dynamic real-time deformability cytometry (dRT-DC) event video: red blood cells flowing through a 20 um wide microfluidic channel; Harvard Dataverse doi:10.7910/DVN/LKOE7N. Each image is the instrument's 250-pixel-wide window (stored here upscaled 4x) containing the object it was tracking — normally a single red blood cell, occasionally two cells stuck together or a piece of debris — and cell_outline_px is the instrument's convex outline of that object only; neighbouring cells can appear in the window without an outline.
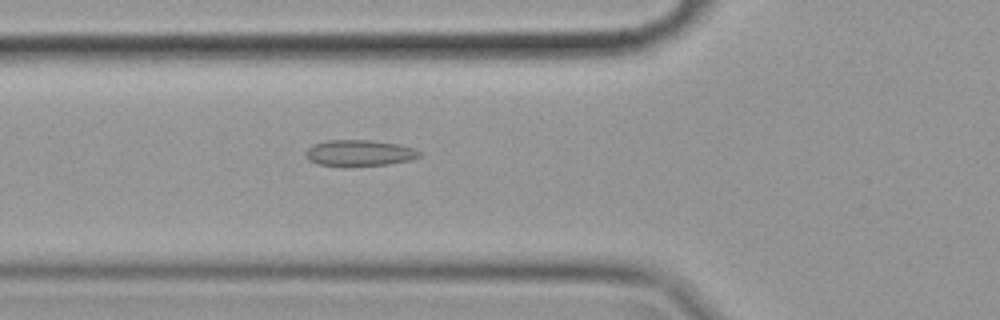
{"species": "common noctule bat (a hibernating species)", "species_latin": "Nyctalus noctula", "temperature_condition": "cold", "stored_images_in_passage": 44, "camera_frame_rate_fps": 3000, "um_per_image_px": 0.085, "animal": {"sex": "female", "body_mass_g": 19.9}, "frame": {"image": 1, "passage_image": 7, "time_ms": 2.0, "image_size_px": [1000, 320], "cell_outline_px": [[420, 156], [412, 160], [388, 164], [320, 164], [308, 160], [304, 152], [312, 144], [328, 140], [372, 140], [400, 144], [412, 148], [420, 152]], "centroid_in_image_um": [30.56, 12.96], "position_along_channel_um": 95.2, "area_um2": 16.82}}
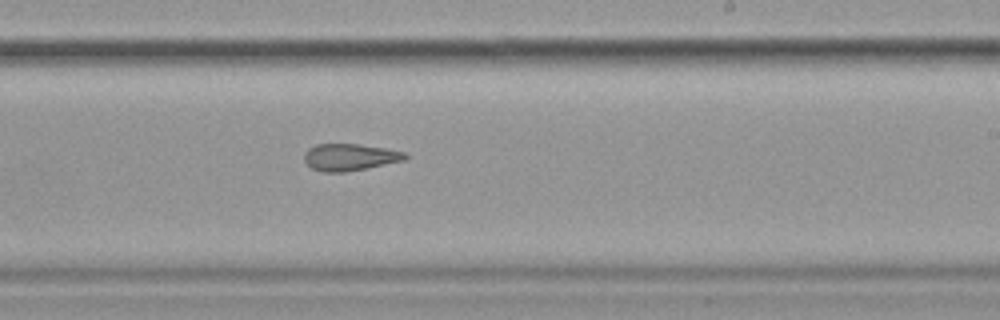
{"frame": {"image": 2, "passage_image": 21, "time_ms": 6.667, "image_size_px": [1000, 320], "cell_outline_px": [[408, 156], [404, 160], [344, 172], [324, 172], [312, 168], [304, 160], [304, 152], [308, 148], [316, 144], [360, 144], [384, 148], [404, 152]], "centroid_in_image_um": [29.69, 13.34], "position_along_channel_um": 259.3, "area_um2": 15.61}}
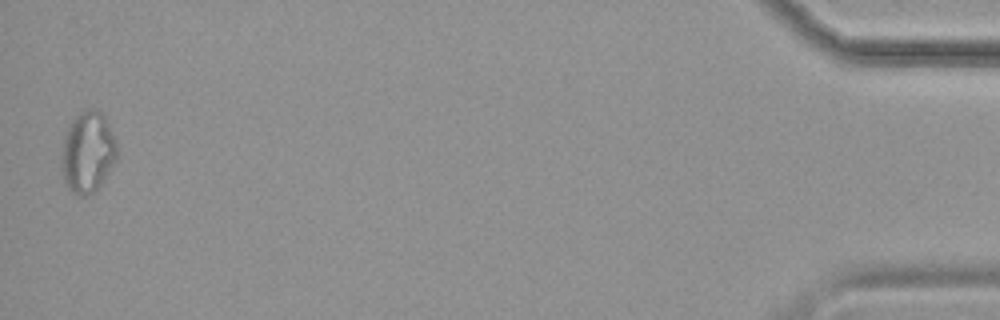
{"frame": {"image": 3, "passage_image": 43, "time_ms": 14.0, "image_size_px": [1000, 320], "cell_outline_px": [[116, 160], [100, 184], [92, 192], [84, 196], [80, 196], [72, 192], [68, 188], [64, 180], [60, 164], [60, 160], [64, 136], [72, 120], [80, 112], [88, 108], [96, 108], [104, 116], [116, 140]], "centroid_in_image_um": [7.43, 12.92], "position_along_channel_um": 427.8, "area_um2": 26.07}, "authors_computed_cell_mechanics": {"area_um2": 17.5134, "velocity_mm_per_s": 3.5173, "shape_relaxation_time_tau1_ms": null, "shape_relaxation_time_tau2_ms": 4.1596, "deformation_change_tau1": null, "deformation_change_tau2": 0.1253}}